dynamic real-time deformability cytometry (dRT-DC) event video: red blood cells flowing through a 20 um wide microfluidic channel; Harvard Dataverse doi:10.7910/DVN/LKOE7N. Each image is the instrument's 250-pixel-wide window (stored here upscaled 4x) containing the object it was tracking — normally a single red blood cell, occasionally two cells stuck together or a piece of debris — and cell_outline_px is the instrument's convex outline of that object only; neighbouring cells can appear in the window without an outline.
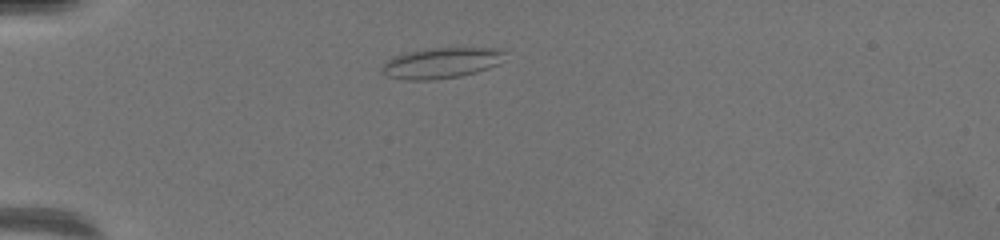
{"species": "common noctule bat (a hibernating species)", "species_latin": "Nyctalus noctula", "temperature_condition": "warm", "stored_images_in_passage": 46, "camera_frame_rate_fps": 3000, "um_per_image_px": 0.085, "animal": {"sex": "female", "body_mass_g": 19.5, "forearm_length_mm": 54.1}, "frame": {"image": 1, "passage_image": 1, "time_ms": 0.0, "image_size_px": [1000, 240], "cell_outline_px": [[504, 52], [500, 64], [476, 72], [460, 76], [432, 80], [404, 80], [388, 76], [380, 72], [380, 68], [392, 56], [408, 52], [428, 48], [500, 48]], "centroid_in_image_um": [37.48, 5.36], "position_along_channel_um": 47.5, "area_um2": 22.02}}
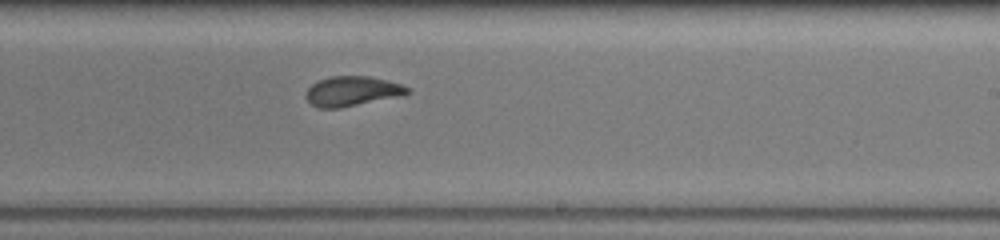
{"frame": {"image": 2, "passage_image": 23, "time_ms": 7.333, "image_size_px": [1000, 240], "cell_outline_px": [[412, 92], [340, 108], [320, 108], [312, 104], [304, 96], [308, 88], [312, 84], [328, 76], [368, 76], [388, 80], [412, 88]], "centroid_in_image_um": [29.9, 7.73], "position_along_channel_um": 259.1, "area_um2": 17.34}}
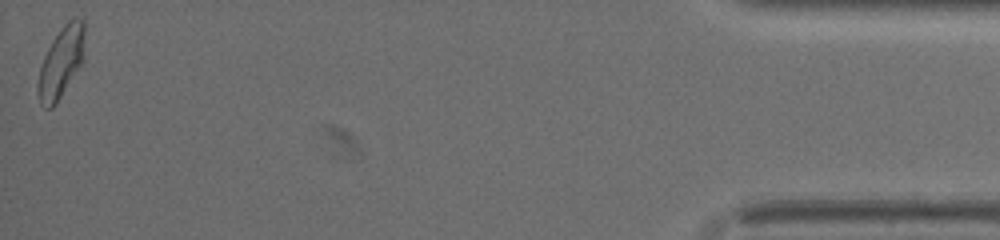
{"frame": {"image": 3, "passage_image": 46, "time_ms": 15.0, "image_size_px": [1000, 240], "cell_outline_px": [[84, 60], [56, 104], [52, 108], [44, 108], [40, 104], [36, 92], [36, 84], [40, 68], [44, 56], [52, 40], [64, 24], [72, 16], [76, 16], [84, 20]], "centroid_in_image_um": [5.19, 5.29], "position_along_channel_um": 430.0, "area_um2": 19.59}, "authors_computed_cell_mechanics": {"area_um2": 18.1203, "velocity_mm_per_s": 3.3189, "shape_relaxation_time_tau1_ms": 11.3769, "shape_relaxation_time_tau2_ms": 1.076, "deformation_change_tau1": 0.2205, "deformation_change_tau2": 0.0711}}